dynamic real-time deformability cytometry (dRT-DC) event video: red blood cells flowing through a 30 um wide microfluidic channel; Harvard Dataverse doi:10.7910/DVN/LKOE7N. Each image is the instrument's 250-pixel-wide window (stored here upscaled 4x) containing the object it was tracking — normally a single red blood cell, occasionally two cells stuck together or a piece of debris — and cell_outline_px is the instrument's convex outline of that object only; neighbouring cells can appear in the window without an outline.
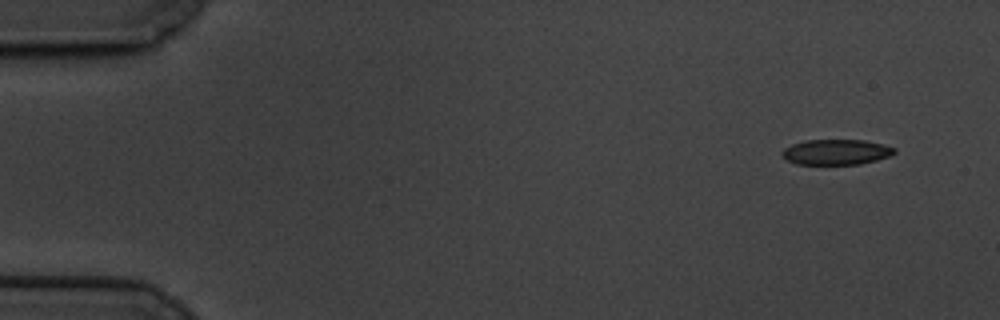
{"species": "common noctule bat (a hibernating species)", "species_latin": "Nyctalus noctula", "temperature_condition": "cold", "stored_images_in_passage": 31, "camera_frame_rate_fps": 3000, "um_per_image_px": 0.085, "animal": {"sex": "male", "body_mass_g": 19.5, "forearm_length_mm": 54.6}, "frame": {"image": 1, "passage_image": 1, "time_ms": 0.0, "image_size_px": [1000, 320], "cell_outline_px": [[896, 152], [888, 156], [876, 160], [860, 164], [796, 164], [788, 160], [780, 152], [784, 148], [792, 144], [804, 140], [864, 140], [884, 144], [896, 148]], "centroid_in_image_um": [71.08, 12.91], "position_along_channel_um": 13.9, "area_um2": 16.59}}
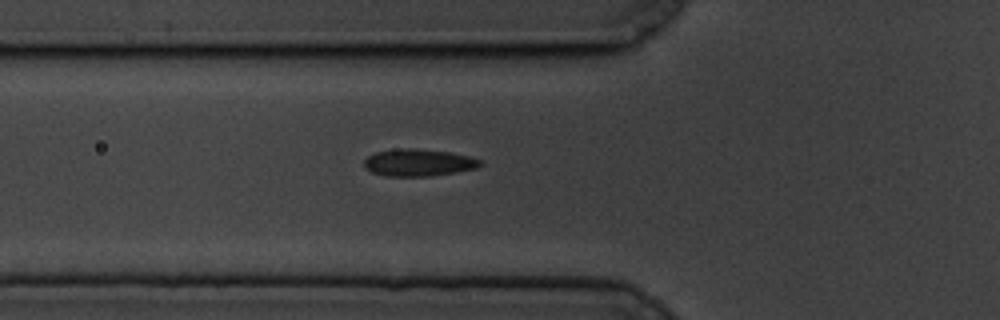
{"frame": {"image": 2, "passage_image": 18, "time_ms": 5.667, "image_size_px": [1000, 320], "cell_outline_px": [[484, 164], [476, 168], [456, 172], [432, 176], [384, 176], [372, 172], [364, 168], [364, 160], [368, 156], [376, 152], [404, 148], [412, 148], [448, 152], [468, 156], [480, 160]], "centroid_in_image_um": [35.56, 13.83], "position_along_channel_um": 90.2, "area_um2": 18.26}}
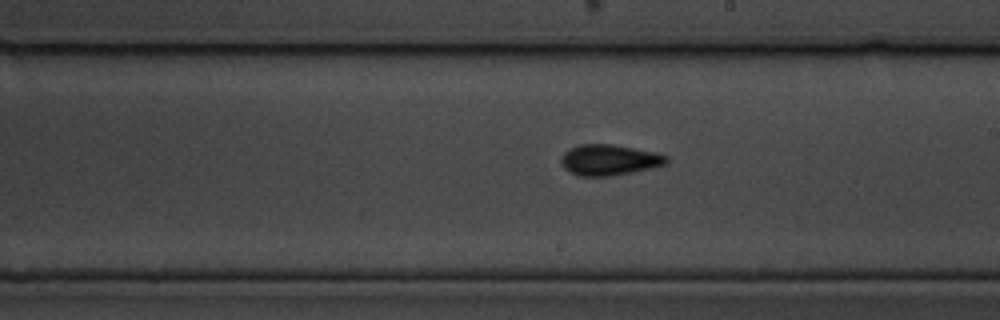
{"frame": {"image": 3, "passage_image": 31, "time_ms": 10.0, "image_size_px": [1000, 320], "cell_outline_px": [[668, 164], [632, 172], [608, 176], [576, 176], [568, 172], [564, 168], [560, 160], [564, 152], [580, 144], [612, 144], [656, 152], [668, 156]], "centroid_in_image_um": [51.78, 13.6], "position_along_channel_um": 237.2, "area_um2": 18.96}}